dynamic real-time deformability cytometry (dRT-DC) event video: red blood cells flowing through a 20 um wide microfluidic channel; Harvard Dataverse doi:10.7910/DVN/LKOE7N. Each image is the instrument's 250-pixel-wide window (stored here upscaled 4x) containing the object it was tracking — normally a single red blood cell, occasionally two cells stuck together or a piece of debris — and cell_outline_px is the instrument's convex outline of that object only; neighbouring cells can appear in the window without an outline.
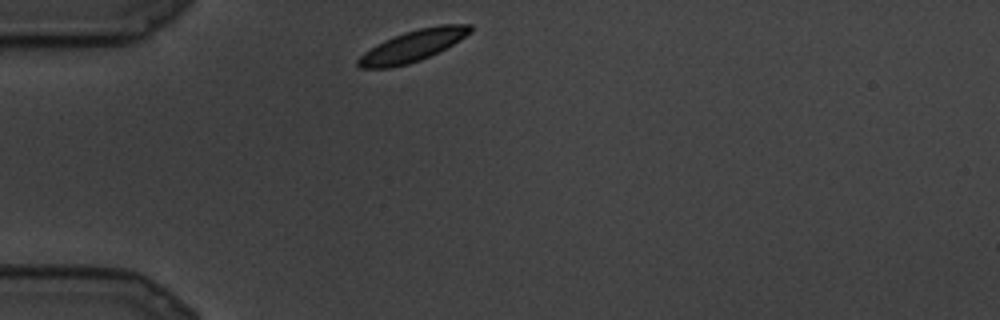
{"species": "common noctule bat (a hibernating species)", "species_latin": "Nyctalus noctula", "temperature_condition": "cold", "stored_images_in_passage": 2, "camera_frame_rate_fps": 3000, "um_per_image_px": 0.085, "animal": {"sex": "male", "body_mass_g": 19.5, "forearm_length_mm": 54.6}, "frame": {"image": 1, "passage_image": 1, "time_ms": 0.0, "image_size_px": [1000, 320], "cell_outline_px": [[472, 32], [460, 40], [420, 60], [408, 64], [392, 68], [360, 68], [356, 64], [356, 60], [364, 52], [376, 44], [384, 40], [404, 32], [420, 28], [440, 24], [472, 24]], "centroid_in_image_um": [35.06, 3.9], "position_along_channel_um": 49.9, "area_um2": 20.4}}